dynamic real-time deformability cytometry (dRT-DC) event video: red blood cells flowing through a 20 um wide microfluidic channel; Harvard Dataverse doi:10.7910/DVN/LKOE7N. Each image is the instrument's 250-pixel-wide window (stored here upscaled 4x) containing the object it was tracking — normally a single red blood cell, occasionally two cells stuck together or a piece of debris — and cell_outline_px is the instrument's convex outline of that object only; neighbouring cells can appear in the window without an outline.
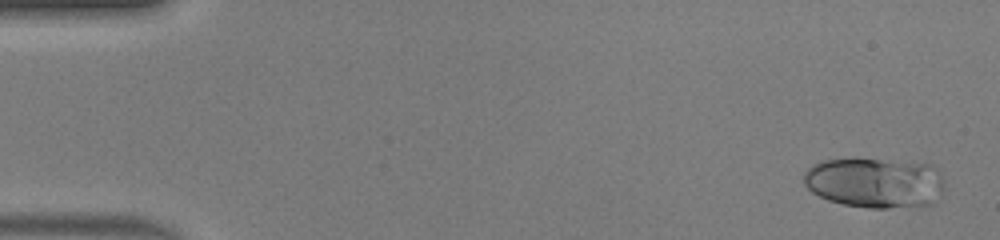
{"species": "human", "species_latin": "Homo sapiens", "temperature_condition": "warm", "stored_images_in_passage": 39, "camera_frame_rate_fps": 3000, "um_per_image_px": 0.085, "donor": {"sex": "male"}, "frame": {"image": 1, "passage_image": 2, "time_ms": 0.333, "image_size_px": [1000, 240], "cell_outline_px": [[932, 168], [928, 204], [888, 208], [868, 208], [844, 204], [828, 200], [812, 192], [804, 184], [804, 172], [812, 164], [824, 160], [880, 160], [932, 164]], "centroid_in_image_um": [74.0, 15.52], "position_along_channel_um": 11.0, "area_um2": 38.21}}
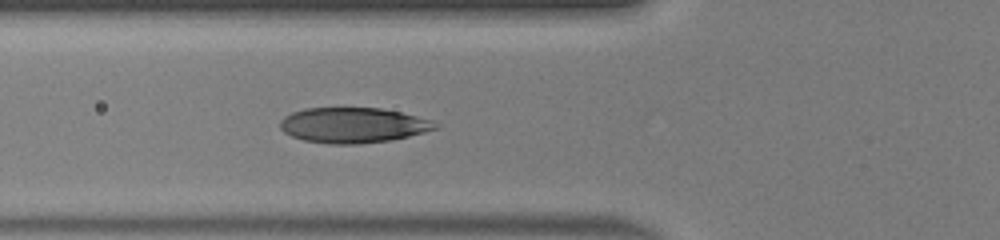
{"frame": {"image": 2, "passage_image": 18, "time_ms": 5.667, "image_size_px": [1000, 240], "cell_outline_px": [[440, 128], [392, 140], [356, 144], [328, 144], [304, 140], [292, 136], [284, 132], [280, 128], [280, 120], [284, 116], [292, 112], [304, 108], [380, 108], [400, 112], [432, 120], [440, 124]], "centroid_in_image_um": [30.02, 10.64], "position_along_channel_um": 95.8, "area_um2": 32.02}}
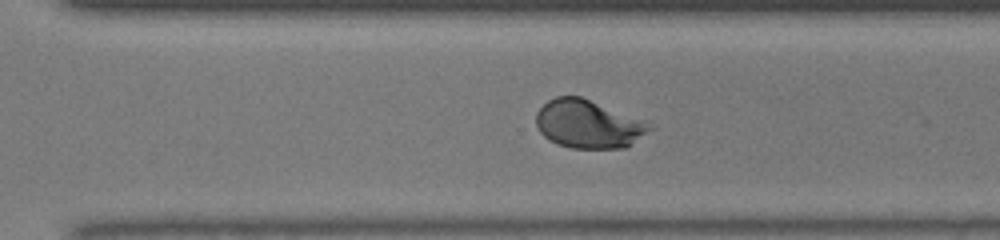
{"frame": {"image": 3, "passage_image": 34, "time_ms": 11.0, "image_size_px": [1000, 240], "cell_outline_px": [[656, 128], [632, 144], [624, 148], [572, 148], [556, 144], [548, 140], [540, 132], [536, 124], [536, 112], [548, 100], [556, 96], [580, 96], [656, 124]], "centroid_in_image_um": [50.06, 10.55], "position_along_channel_um": 320.5, "area_um2": 32.37}}